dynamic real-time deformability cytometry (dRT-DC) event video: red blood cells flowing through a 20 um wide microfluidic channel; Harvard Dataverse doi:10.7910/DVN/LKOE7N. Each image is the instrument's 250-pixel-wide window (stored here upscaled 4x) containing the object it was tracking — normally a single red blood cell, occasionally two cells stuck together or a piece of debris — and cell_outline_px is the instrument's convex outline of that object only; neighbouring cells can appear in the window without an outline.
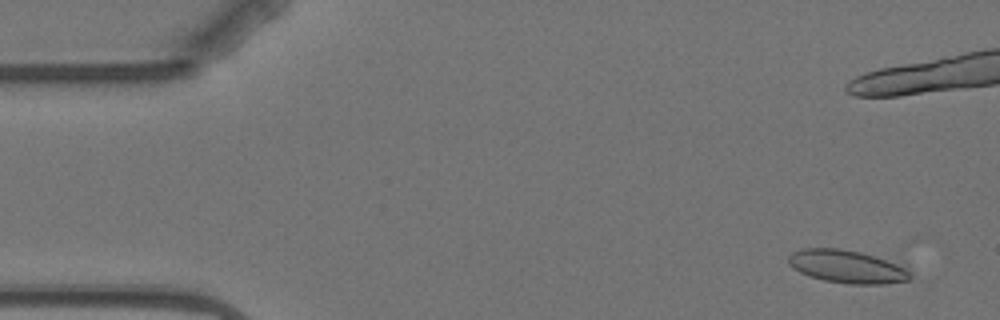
{"species": "Egyptian fruit bat (a non-hibernating species)", "species_latin": "Rousettus aegyptiacus", "temperature_condition": "warm", "stored_images_in_passage": 4, "camera_frame_rate_fps": 3000, "um_per_image_px": 0.085, "animal": {"sex": "female"}, "frame": {"image": 1, "passage_image": 1, "time_ms": 0.0, "image_size_px": [1000, 320], "cell_outline_px": [[912, 276], [908, 280], [884, 284], [852, 284], [824, 280], [808, 276], [792, 268], [788, 264], [788, 256], [792, 252], [804, 248], [840, 248], [860, 252], [896, 264], [904, 268]], "centroid_in_image_um": [71.91, 22.66], "position_along_channel_um": 13.1, "area_um2": 23.06}}